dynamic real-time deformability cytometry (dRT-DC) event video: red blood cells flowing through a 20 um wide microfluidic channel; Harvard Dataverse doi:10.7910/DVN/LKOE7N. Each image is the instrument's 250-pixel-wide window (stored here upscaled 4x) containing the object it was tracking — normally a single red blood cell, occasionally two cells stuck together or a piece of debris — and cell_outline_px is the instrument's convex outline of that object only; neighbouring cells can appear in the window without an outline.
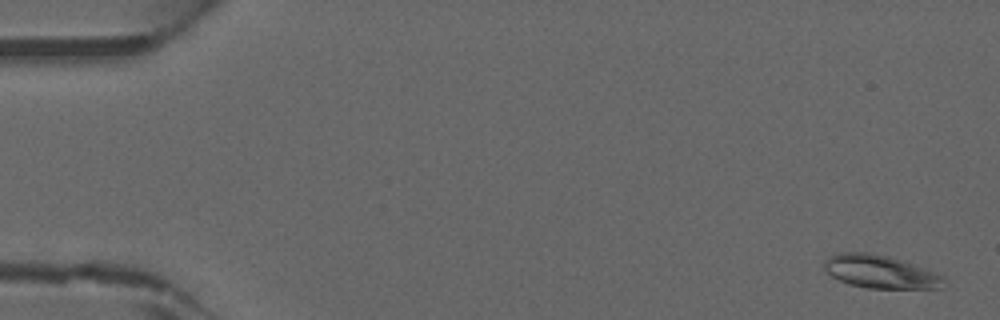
{"species": "common noctule bat (a hibernating species)", "species_latin": "Nyctalus noctula", "temperature_condition": "warm", "stored_images_in_passage": 8, "camera_frame_rate_fps": 3000, "um_per_image_px": 0.085, "animal": {"sex": "male", "forearm_length_mm": 52.5}, "frame": {"image": 1, "passage_image": 2, "time_ms": 0.333, "image_size_px": [1000, 320], "cell_outline_px": [[944, 288], [868, 288], [848, 284], [832, 276], [824, 268], [824, 260], [828, 256], [836, 252], [868, 252], [888, 256], [928, 268], [944, 276]], "centroid_in_image_um": [74.84, 23.08], "position_along_channel_um": 10.2, "area_um2": 23.29}}